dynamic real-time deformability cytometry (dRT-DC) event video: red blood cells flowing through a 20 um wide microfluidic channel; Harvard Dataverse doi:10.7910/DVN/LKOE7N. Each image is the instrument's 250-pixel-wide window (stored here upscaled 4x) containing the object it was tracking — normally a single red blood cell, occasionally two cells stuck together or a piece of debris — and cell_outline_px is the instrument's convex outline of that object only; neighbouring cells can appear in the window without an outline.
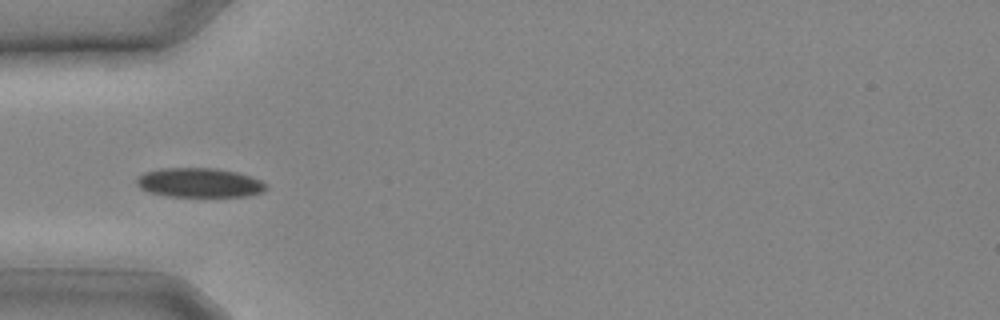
{"species": "common noctule bat (a hibernating species)", "species_latin": "Nyctalus noctula", "temperature_condition": "cold", "stored_images_in_passage": 4, "camera_frame_rate_fps": 3000, "um_per_image_px": 0.085, "animal": {"sex": "male", "body_mass_g": 20.4}, "frame": {"image": 1, "passage_image": 1, "time_ms": 0.0, "image_size_px": [1000, 320], "cell_outline_px": [[268, 188], [264, 192], [248, 196], [168, 196], [148, 192], [140, 188], [136, 184], [136, 176], [144, 172], [160, 168], [216, 168], [236, 172], [252, 176], [268, 184]], "centroid_in_image_um": [16.95, 15.52], "position_along_channel_um": 68.0, "area_um2": 22.43}}
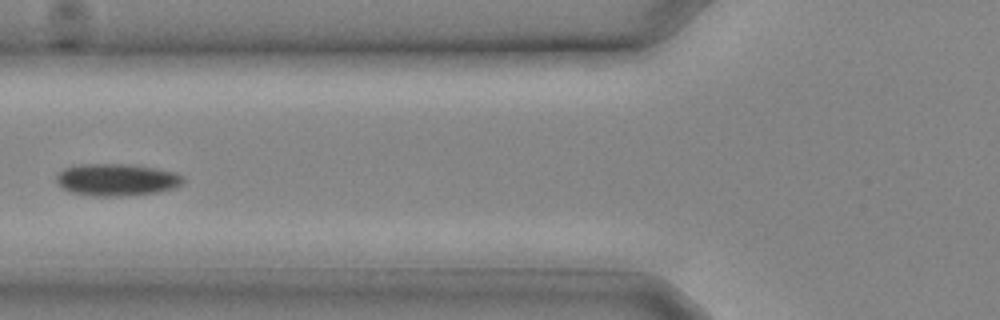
{"frame": {"image": 2, "passage_image": 3, "time_ms": 0.667, "image_size_px": [1000, 320], "cell_outline_px": [[184, 180], [180, 184], [172, 188], [156, 192], [116, 196], [92, 196], [72, 192], [60, 188], [56, 180], [56, 176], [64, 168], [76, 164], [132, 164], [156, 168], [176, 172], [184, 176]], "centroid_in_image_um": [9.88, 15.26], "position_along_channel_um": 115.9, "area_um2": 23.76}}